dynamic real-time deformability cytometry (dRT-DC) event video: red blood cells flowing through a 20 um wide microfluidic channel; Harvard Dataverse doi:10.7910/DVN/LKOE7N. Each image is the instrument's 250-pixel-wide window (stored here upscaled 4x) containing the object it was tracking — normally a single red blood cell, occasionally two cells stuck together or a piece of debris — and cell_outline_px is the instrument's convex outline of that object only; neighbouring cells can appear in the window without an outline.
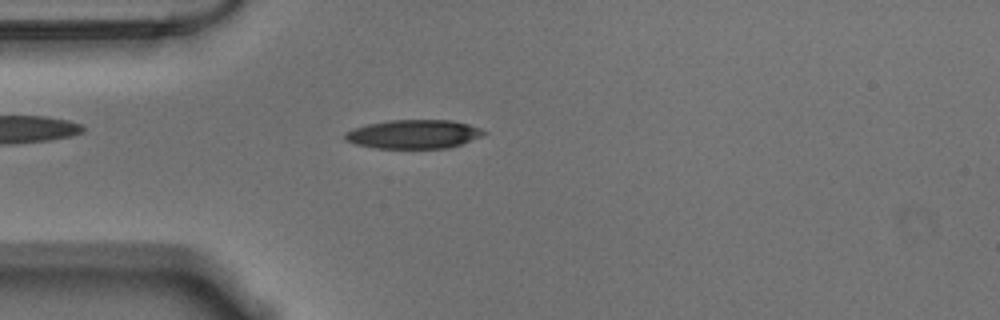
{"species": "Egyptian fruit bat (a non-hibernating species)", "species_latin": "Rousettus aegyptiacus", "temperature_condition": "warm", "stored_images_in_passage": 55, "camera_frame_rate_fps": 3000, "um_per_image_px": 0.085, "animal": {"sex": "male"}, "frame": {"image": 1, "passage_image": 14, "time_ms": 4.333, "image_size_px": [1000, 320], "cell_outline_px": [[488, 132], [480, 136], [460, 144], [448, 148], [376, 148], [356, 144], [344, 140], [344, 132], [352, 128], [368, 124], [392, 120], [452, 120], [468, 124], [480, 128]], "centroid_in_image_um": [35.12, 11.4], "position_along_channel_um": 49.9, "area_um2": 23.24}}
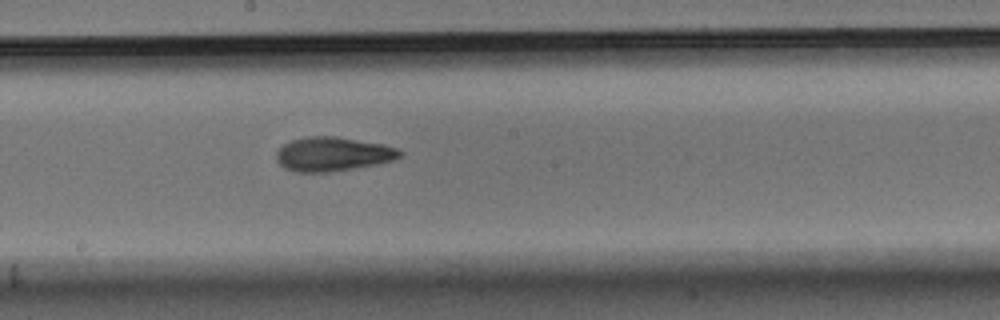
{"frame": {"image": 2, "passage_image": 29, "time_ms": 9.333, "image_size_px": [1000, 320], "cell_outline_px": [[404, 152], [400, 156], [392, 160], [380, 164], [332, 172], [296, 172], [284, 168], [276, 160], [276, 152], [284, 144], [292, 140], [304, 136], [336, 136], [384, 144], [396, 148]], "centroid_in_image_um": [28.29, 13.1], "position_along_channel_um": 219.9, "area_um2": 24.8}}
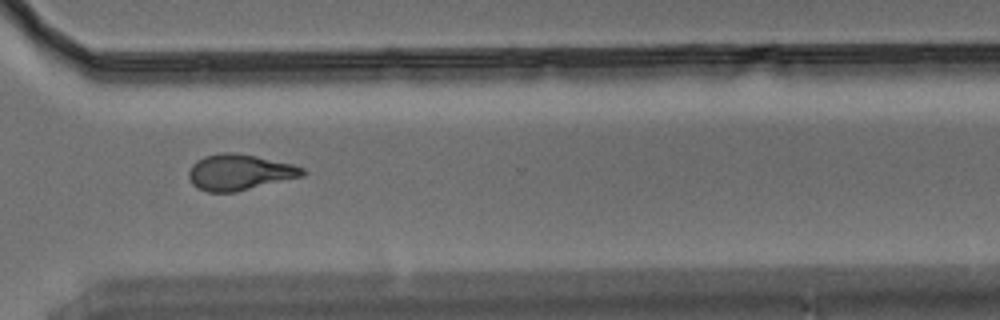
{"frame": {"image": 3, "passage_image": 40, "time_ms": 13.0, "image_size_px": [1000, 320], "cell_outline_px": [[308, 172], [304, 176], [236, 192], [208, 192], [196, 188], [192, 184], [188, 176], [188, 172], [192, 164], [196, 160], [204, 156], [220, 152], [228, 152], [256, 156], [292, 164], [304, 168]], "centroid_in_image_um": [20.35, 14.65], "position_along_channel_um": 350.3, "area_um2": 23.99}, "authors_computed_cell_mechanics": {"area_um2": 23.409, "velocity_mm_per_s": 3.5577, "shape_relaxation_time_tau1_ms": 8.516, "shape_relaxation_time_tau2_ms": 4.6932, "deformation_change_tau1": 0.23, "deformation_change_tau2": 0.1103}}